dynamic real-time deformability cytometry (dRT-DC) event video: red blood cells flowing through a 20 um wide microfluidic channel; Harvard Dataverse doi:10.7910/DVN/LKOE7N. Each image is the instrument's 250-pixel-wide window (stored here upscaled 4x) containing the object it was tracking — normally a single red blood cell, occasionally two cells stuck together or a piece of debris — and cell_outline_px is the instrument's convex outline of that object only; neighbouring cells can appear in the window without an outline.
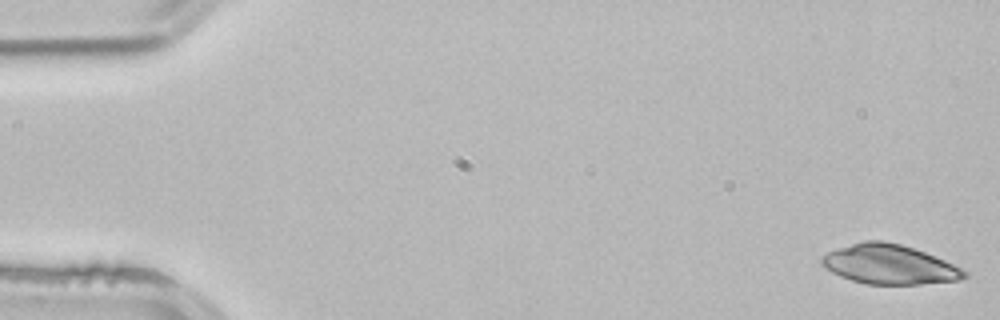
{"species": "common noctule bat (a hibernating species)", "species_latin": "Nyctalus noctula", "temperature_condition": "room temperature", "stored_images_in_passage": 52, "camera_frame_rate_fps": 3000, "um_per_image_px": 0.085, "animal": {"sex": "male", "body_mass_g": 21.5, "forearm_length_mm": 52.0}, "frame": {"image": 1, "passage_image": 1, "time_ms": 0.0, "image_size_px": [1000, 320], "cell_outline_px": [[968, 276], [960, 280], [920, 284], [864, 284], [840, 276], [832, 272], [820, 264], [820, 256], [836, 248], [864, 240], [884, 240], [900, 244], [924, 252], [944, 260], [968, 272]], "centroid_in_image_um": [75.55, 22.47], "position_along_channel_um": 9.4, "area_um2": 32.83}}